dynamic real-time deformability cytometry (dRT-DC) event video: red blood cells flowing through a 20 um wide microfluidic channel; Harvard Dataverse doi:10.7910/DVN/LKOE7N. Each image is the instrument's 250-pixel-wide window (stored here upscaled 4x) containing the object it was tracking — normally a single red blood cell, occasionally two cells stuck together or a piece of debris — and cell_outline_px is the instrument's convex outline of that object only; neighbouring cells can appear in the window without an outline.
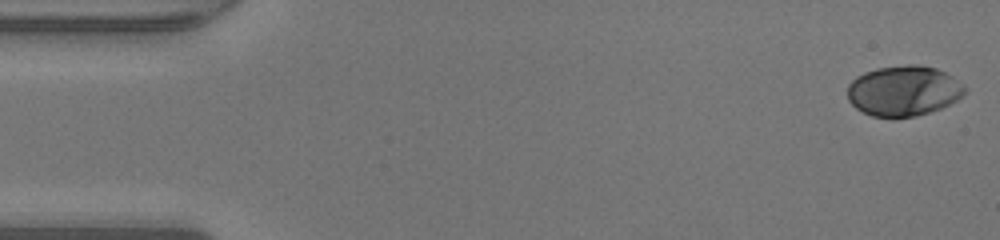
{"species": "human", "species_latin": "Homo sapiens", "temperature_condition": "warm", "stored_images_in_passage": 48, "camera_frame_rate_fps": 3000, "um_per_image_px": 0.085, "donor": {"sex": "male"}, "frame": {"image": 1, "passage_image": 1, "time_ms": 0.0, "image_size_px": [1000, 240], "cell_outline_px": [[968, 88], [956, 100], [940, 108], [916, 116], [872, 116], [856, 108], [848, 100], [848, 84], [856, 76], [864, 72], [876, 68], [908, 64], [920, 64], [936, 68], [952, 76], [964, 84]], "centroid_in_image_um": [76.8, 7.69], "position_along_channel_um": 8.2, "area_um2": 34.28}}
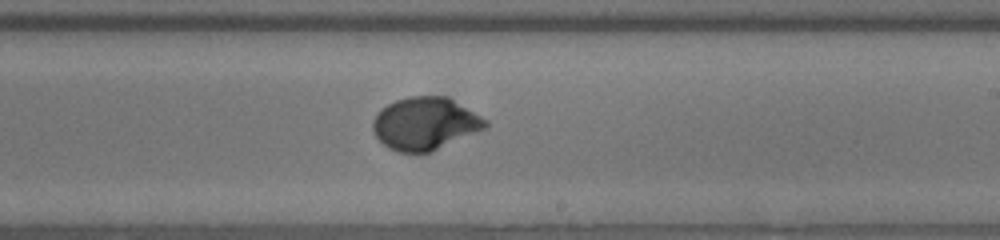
{"frame": {"image": 2, "passage_image": 28, "time_ms": 9.0, "image_size_px": [1000, 240], "cell_outline_px": [[488, 128], [432, 152], [396, 152], [388, 148], [376, 136], [372, 128], [372, 120], [376, 112], [380, 108], [396, 100], [408, 96], [448, 96], [488, 120]], "centroid_in_image_um": [36.14, 10.5], "position_along_channel_um": 252.9, "area_um2": 34.97}}
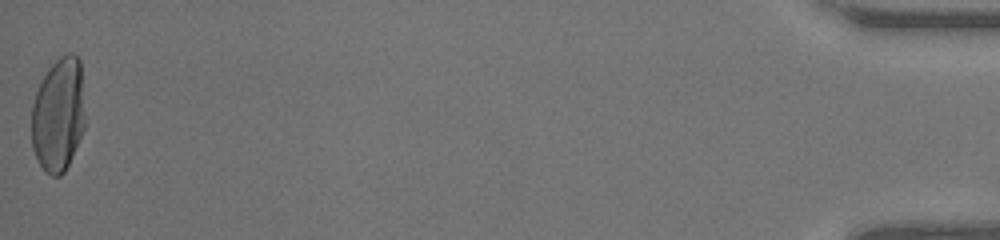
{"frame": {"image": 3, "passage_image": 48, "time_ms": 15.667, "image_size_px": [1000, 240], "cell_outline_px": [[84, 128], [72, 156], [64, 172], [60, 176], [52, 176], [36, 160], [32, 148], [32, 104], [36, 92], [48, 68], [60, 56], [68, 52], [72, 52], [80, 60], [84, 112]], "centroid_in_image_um": [4.95, 9.74], "position_along_channel_um": 430.2, "area_um2": 35.37}, "authors_computed_cell_mechanics": {"area_um2": 34.2754, "velocity_mm_per_s": 4.2888, "shape_relaxation_time_tau1_ms": 2.6288, "shape_relaxation_time_tau2_ms": null, "deformation_change_tau1": 0.1768, "deformation_change_tau2": null}}